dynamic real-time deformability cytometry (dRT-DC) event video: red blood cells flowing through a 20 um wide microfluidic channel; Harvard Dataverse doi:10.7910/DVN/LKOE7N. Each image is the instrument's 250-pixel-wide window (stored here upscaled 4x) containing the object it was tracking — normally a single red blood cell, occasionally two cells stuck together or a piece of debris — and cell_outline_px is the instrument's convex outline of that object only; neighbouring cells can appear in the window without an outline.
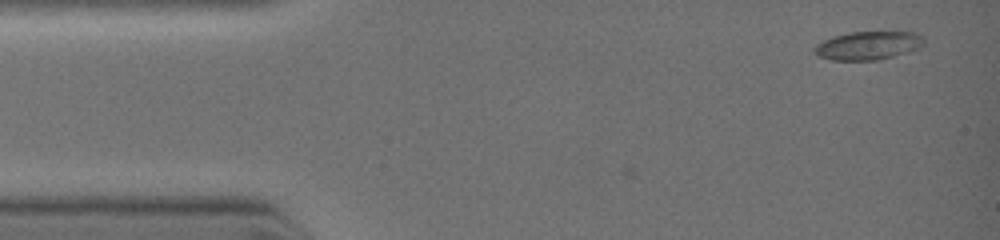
{"species": "common noctule bat (a hibernating species)", "species_latin": "Nyctalus noctula", "temperature_condition": "warm", "stored_images_in_passage": 8, "camera_frame_rate_fps": 3000, "um_per_image_px": 0.085, "animal": {"sex": "female", "body_mass_g": 19.0, "forearm_length_mm": 51.5}, "frame": {"image": 1, "passage_image": 8, "time_ms": 1.0, "image_size_px": [1000, 240], "cell_outline_px": [[924, 44], [920, 48], [908, 52], [880, 60], [832, 60], [816, 56], [812, 52], [812, 48], [816, 44], [832, 36], [848, 32], [916, 32], [924, 36]], "centroid_in_image_um": [73.77, 3.87], "position_along_channel_um": 11.2, "area_um2": 18.5}}